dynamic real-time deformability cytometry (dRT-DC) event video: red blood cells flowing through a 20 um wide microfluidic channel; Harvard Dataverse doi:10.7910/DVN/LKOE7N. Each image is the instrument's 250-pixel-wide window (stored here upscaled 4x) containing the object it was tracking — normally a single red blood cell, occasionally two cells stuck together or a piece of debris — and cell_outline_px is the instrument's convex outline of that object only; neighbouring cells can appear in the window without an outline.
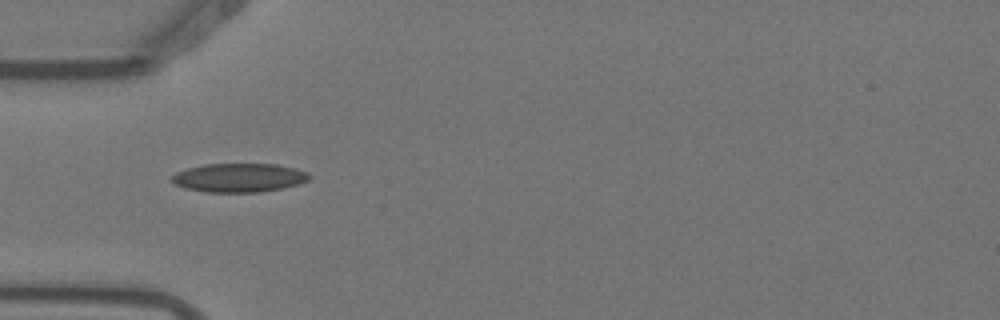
{"species": "Egyptian fruit bat (a non-hibernating species)", "species_latin": "Rousettus aegyptiacus", "temperature_condition": "warm", "stored_images_in_passage": 6, "camera_frame_rate_fps": 3000, "um_per_image_px": 0.085, "animal": {"sex": "female"}, "frame": {"image": 1, "passage_image": 1, "time_ms": 0.0, "image_size_px": [1000, 320], "cell_outline_px": [[312, 176], [308, 180], [300, 184], [260, 192], [204, 192], [188, 188], [176, 184], [172, 180], [172, 176], [176, 172], [188, 168], [204, 164], [276, 164], [296, 168], [308, 172]], "centroid_in_image_um": [20.37, 15.1], "position_along_channel_um": 64.6, "area_um2": 23.0}}
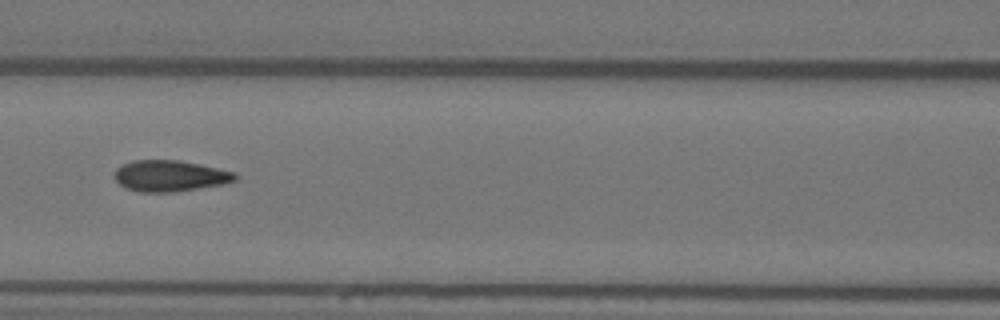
{"frame": {"image": 2, "passage_image": 3, "time_ms": 0.667, "image_size_px": [1000, 320], "cell_outline_px": [[236, 180], [224, 184], [176, 192], [140, 192], [124, 188], [116, 180], [116, 168], [132, 160], [176, 160], [236, 172]], "centroid_in_image_um": [14.44, 14.96], "position_along_channel_um": 152.2, "area_um2": 21.73}}
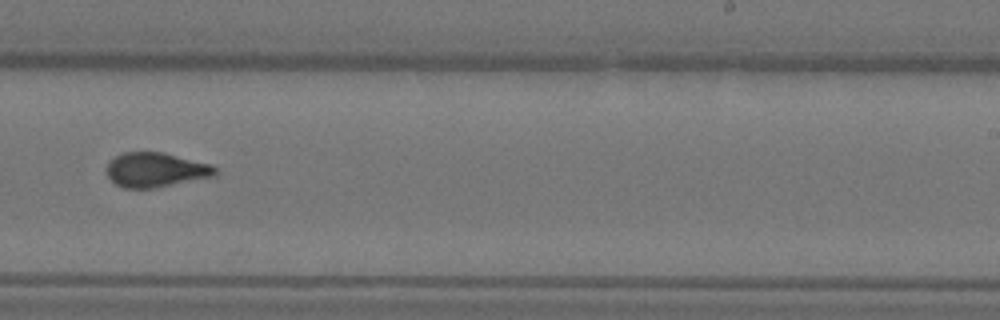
{"frame": {"image": 3, "passage_image": 6, "time_ms": 1.667, "image_size_px": [1000, 320], "cell_outline_px": [[216, 176], [156, 188], [124, 188], [116, 184], [108, 176], [104, 168], [108, 160], [124, 152], [164, 152], [212, 164], [216, 168]], "centroid_in_image_um": [13.23, 14.43], "position_along_channel_um": 275.8, "area_um2": 22.2}}